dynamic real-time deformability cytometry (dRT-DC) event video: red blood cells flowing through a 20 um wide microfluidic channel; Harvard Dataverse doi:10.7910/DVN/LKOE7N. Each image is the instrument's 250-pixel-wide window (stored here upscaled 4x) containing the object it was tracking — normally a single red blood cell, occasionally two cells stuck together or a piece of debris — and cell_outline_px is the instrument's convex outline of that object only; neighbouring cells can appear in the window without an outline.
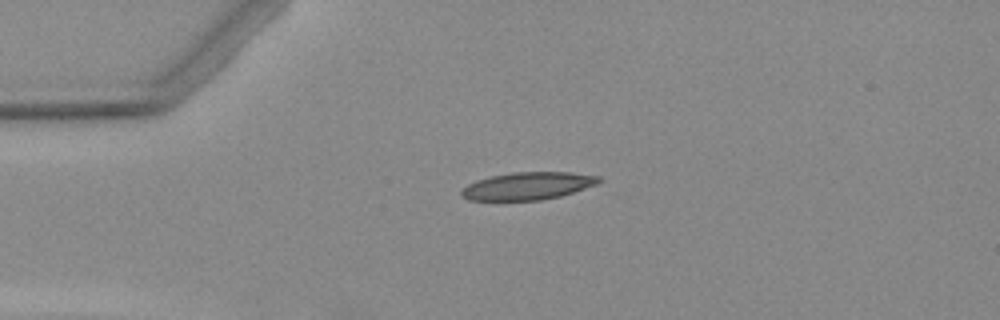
{"species": "Egyptian fruit bat (a non-hibernating species)", "species_latin": "Rousettus aegyptiacus", "temperature_condition": "warm", "stored_images_in_passage": 3, "camera_frame_rate_fps": 3000, "um_per_image_px": 0.085, "animal": {"sex": "female"}, "frame": {"image": 1, "passage_image": 3, "time_ms": 2.333, "image_size_px": [1000, 320], "cell_outline_px": [[604, 180], [596, 184], [560, 196], [540, 200], [468, 200], [460, 192], [468, 184], [476, 180], [492, 176], [512, 172], [568, 172], [600, 176]], "centroid_in_image_um": [44.88, 15.8], "position_along_channel_um": 40.1, "area_um2": 21.85}}